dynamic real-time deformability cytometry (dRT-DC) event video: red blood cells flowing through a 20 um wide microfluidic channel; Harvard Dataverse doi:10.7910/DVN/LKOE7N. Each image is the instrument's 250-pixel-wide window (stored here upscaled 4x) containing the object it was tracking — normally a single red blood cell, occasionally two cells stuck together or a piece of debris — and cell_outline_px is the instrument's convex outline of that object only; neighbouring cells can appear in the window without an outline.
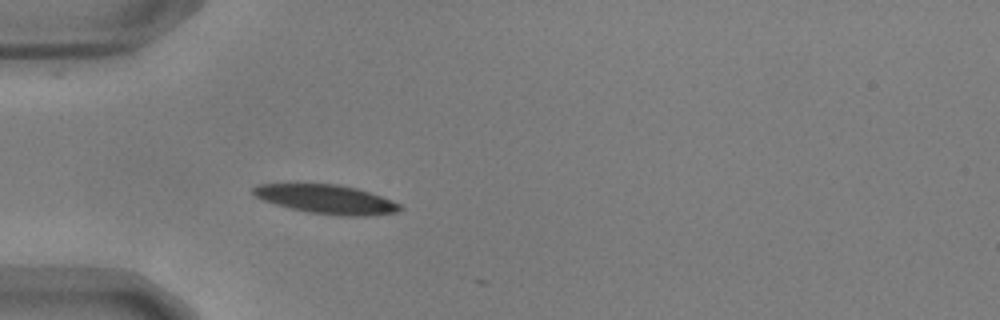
{"species": "common noctule bat (a hibernating species)", "species_latin": "Nyctalus noctula", "temperature_condition": "warm", "stored_images_in_passage": 8, "camera_frame_rate_fps": 3000, "um_per_image_px": 0.085, "animal": {"sex": "male", "body_mass_g": 17.9, "forearm_length_mm": 54.2}, "frame": {"image": 1, "passage_image": 5, "time_ms": 1.333, "image_size_px": [1000, 320], "cell_outline_px": [[404, 208], [396, 212], [368, 216], [340, 216], [308, 212], [276, 204], [264, 200], [256, 196], [252, 192], [252, 188], [260, 184], [336, 184], [356, 188], [380, 196], [400, 204]], "centroid_in_image_um": [27.77, 16.94], "position_along_channel_um": 57.2, "area_um2": 24.45}}